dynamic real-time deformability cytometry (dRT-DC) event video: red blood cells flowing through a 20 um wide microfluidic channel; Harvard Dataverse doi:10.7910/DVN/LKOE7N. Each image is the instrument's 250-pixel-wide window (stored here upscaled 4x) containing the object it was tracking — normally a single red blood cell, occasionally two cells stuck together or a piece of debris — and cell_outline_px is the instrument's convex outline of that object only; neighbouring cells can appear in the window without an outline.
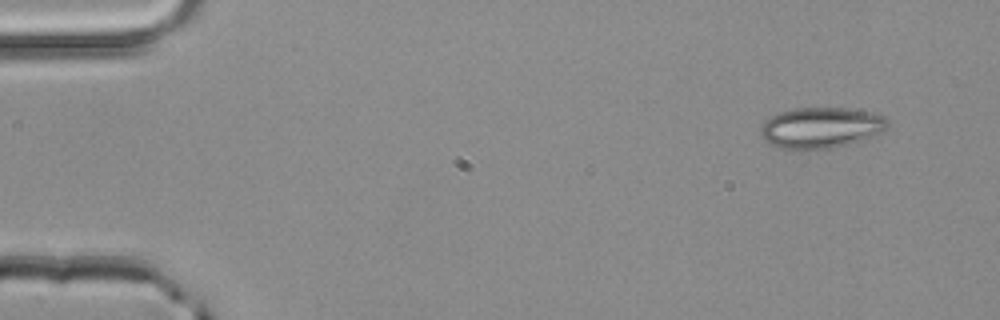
{"species": "common noctule bat (a hibernating species)", "species_latin": "Nyctalus noctula", "temperature_condition": "room temperature", "stored_images_in_passage": 3, "camera_frame_rate_fps": 3000, "um_per_image_px": 0.085, "animal": {"sex": "male", "body_mass_g": 20.4}, "frame": {"image": 1, "passage_image": 1, "time_ms": 0.0, "image_size_px": [1000, 320], "cell_outline_px": [[888, 128], [884, 132], [872, 136], [844, 144], [828, 148], [784, 148], [772, 144], [764, 140], [760, 136], [760, 128], [764, 120], [780, 112], [796, 108], [848, 108], [868, 112], [884, 116], [888, 120]], "centroid_in_image_um": [69.77, 10.83], "position_along_channel_um": 15.2, "area_um2": 29.71}}